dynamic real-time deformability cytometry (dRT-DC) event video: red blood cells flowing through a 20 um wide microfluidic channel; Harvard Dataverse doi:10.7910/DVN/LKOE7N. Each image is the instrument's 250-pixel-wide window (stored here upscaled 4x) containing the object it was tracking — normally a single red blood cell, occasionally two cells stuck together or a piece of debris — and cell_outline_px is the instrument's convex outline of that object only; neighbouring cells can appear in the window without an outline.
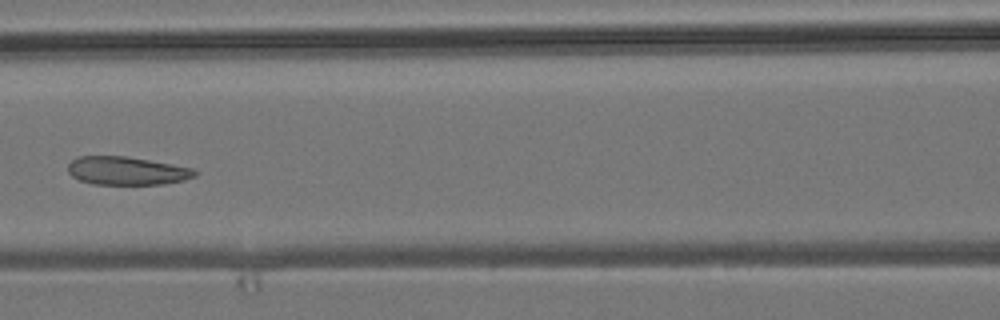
{"species": "common noctule bat (a hibernating species)", "species_latin": "Nyctalus noctula", "temperature_condition": "room temperature", "stored_images_in_passage": 8, "camera_frame_rate_fps": 3000, "um_per_image_px": 0.085, "animal": {"sex": "male", "body_mass_g": 19.2, "forearm_length_mm": 51.8}, "frame": {"image": 1, "passage_image": 6, "time_ms": 7.0, "image_size_px": [1000, 320], "cell_outline_px": [[200, 172], [196, 176], [184, 180], [164, 184], [92, 184], [80, 180], [72, 176], [68, 172], [68, 164], [76, 156], [128, 156], [192, 168]], "centroid_in_image_um": [10.78, 14.51], "position_along_channel_um": 155.8, "area_um2": 20.98}}
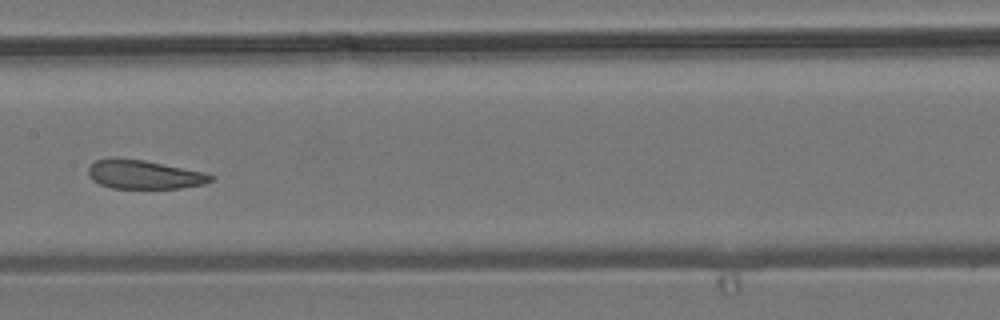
{"frame": {"image": 2, "passage_image": 7, "time_ms": 8.0, "image_size_px": [1000, 320], "cell_outline_px": [[216, 176], [212, 180], [204, 184], [180, 188], [112, 188], [100, 184], [92, 180], [88, 176], [88, 168], [96, 160], [112, 156], [144, 160], [204, 172]], "centroid_in_image_um": [12.22, 14.82], "position_along_channel_um": 195.2, "area_um2": 20.75}}
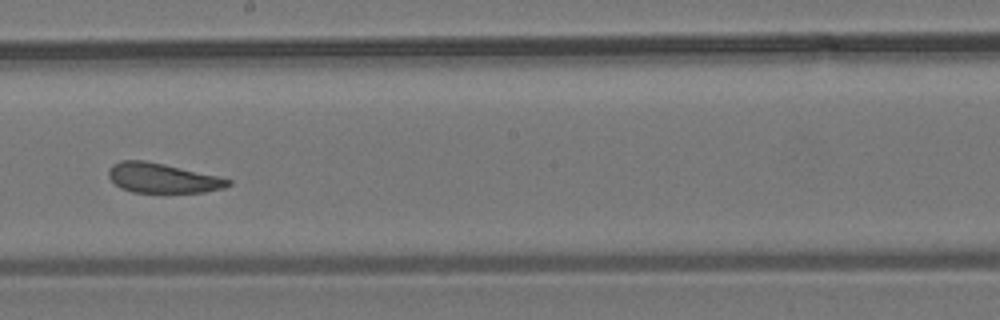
{"frame": {"image": 3, "passage_image": 8, "time_ms": 9.0, "image_size_px": [1000, 320], "cell_outline_px": [[232, 184], [224, 188], [204, 192], [164, 196], [132, 192], [120, 188], [108, 176], [108, 168], [112, 164], [120, 160], [144, 160], [164, 164], [216, 176], [232, 180]], "centroid_in_image_um": [13.79, 15.19], "position_along_channel_um": 234.4, "area_um2": 21.62}}